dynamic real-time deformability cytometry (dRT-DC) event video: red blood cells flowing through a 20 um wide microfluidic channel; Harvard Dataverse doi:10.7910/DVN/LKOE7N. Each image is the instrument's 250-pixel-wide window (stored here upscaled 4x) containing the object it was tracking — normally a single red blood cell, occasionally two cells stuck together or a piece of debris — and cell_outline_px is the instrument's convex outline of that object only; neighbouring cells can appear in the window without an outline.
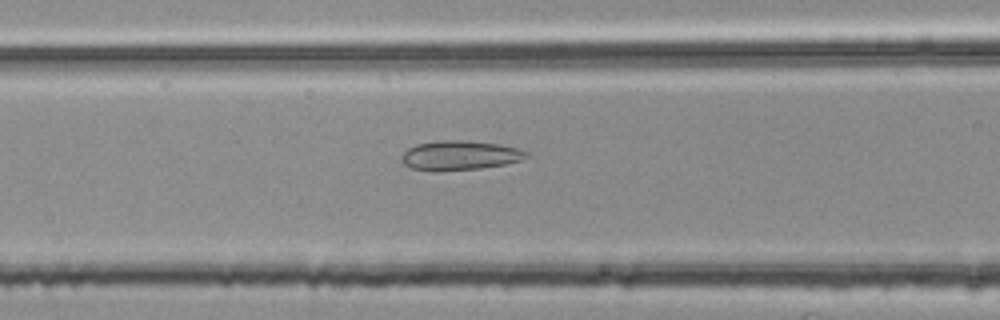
{"species": "common noctule bat (a hibernating species)", "species_latin": "Nyctalus noctula", "temperature_condition": "room temperature", "stored_images_in_passage": 41, "camera_frame_rate_fps": 3000, "um_per_image_px": 0.085, "animal": {"sex": "female", "body_mass_g": 25.1}, "frame": {"image": 1, "passage_image": 16, "time_ms": 5.0, "image_size_px": [1000, 320], "cell_outline_px": [[528, 156], [520, 160], [504, 164], [480, 168], [432, 172], [412, 168], [404, 164], [400, 160], [400, 156], [408, 148], [416, 144], [436, 140], [464, 140], [500, 144], [516, 148], [528, 152]], "centroid_in_image_um": [39.02, 13.21], "position_along_channel_um": 127.6, "area_um2": 21.56}}
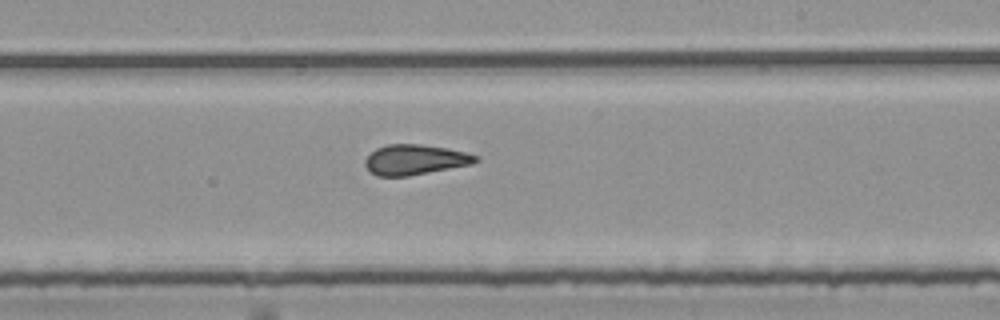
{"frame": {"image": 2, "passage_image": 26, "time_ms": 8.333, "image_size_px": [1000, 320], "cell_outline_px": [[480, 160], [472, 164], [408, 176], [376, 176], [364, 164], [364, 160], [376, 148], [388, 144], [420, 144], [448, 148], [468, 152], [480, 156]], "centroid_in_image_um": [35.32, 13.56], "position_along_channel_um": 253.7, "area_um2": 19.54}}
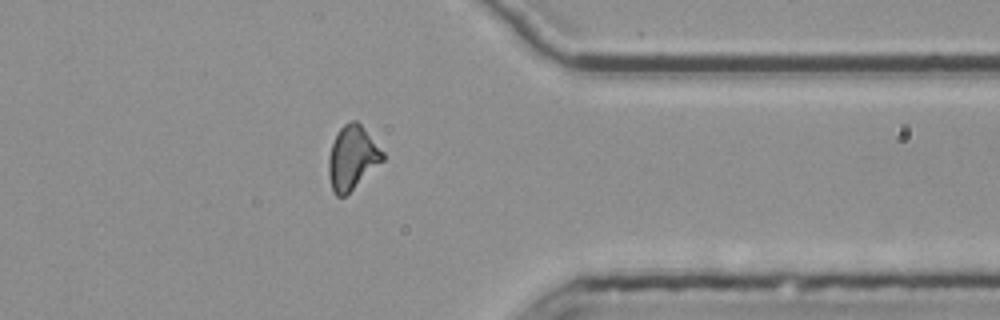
{"frame": {"image": 3, "passage_image": 37, "time_ms": 12.0, "image_size_px": [1000, 320], "cell_outline_px": [[384, 160], [344, 196], [336, 196], [332, 188], [328, 176], [328, 160], [332, 144], [340, 128], [344, 124], [352, 120], [356, 120], [360, 124], [384, 152]], "centroid_in_image_um": [29.93, 13.4], "position_along_channel_um": 381.5, "area_um2": 19.71}, "authors_computed_cell_mechanics": {"area_um2": 19.9988, "velocity_mm_per_s": 3.7982, "shape_relaxation_time_tau1_ms": null, "shape_relaxation_time_tau2_ms": 2.0837, "deformation_change_tau1": null, "deformation_change_tau2": 0.1107}}